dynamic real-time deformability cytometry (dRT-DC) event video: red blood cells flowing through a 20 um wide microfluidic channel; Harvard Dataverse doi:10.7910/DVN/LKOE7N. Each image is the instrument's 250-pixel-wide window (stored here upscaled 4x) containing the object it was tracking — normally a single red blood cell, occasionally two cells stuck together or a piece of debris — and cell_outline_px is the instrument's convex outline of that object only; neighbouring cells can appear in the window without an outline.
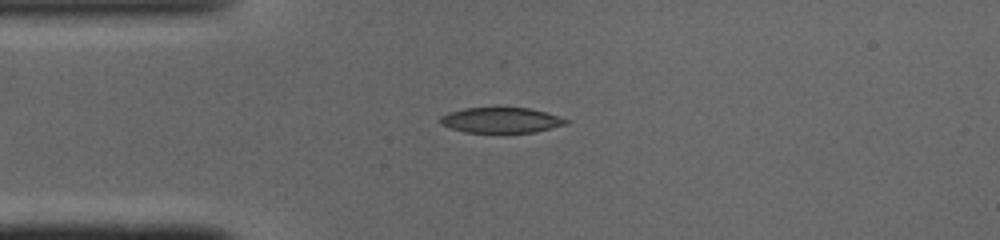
{"species": "common noctule bat (a hibernating species)", "species_latin": "Nyctalus noctula", "temperature_condition": "cold", "stored_images_in_passage": 43, "camera_frame_rate_fps": 3000, "um_per_image_px": 0.085, "animal": {"sex": "male", "body_mass_g": 19.0, "forearm_length_mm": 50.8}, "frame": {"image": 1, "passage_image": 10, "time_ms": 3.0, "image_size_px": [1000, 240], "cell_outline_px": [[572, 120], [568, 124], [536, 132], [464, 132], [440, 124], [440, 116], [448, 112], [464, 108], [528, 108], [544, 112]], "centroid_in_image_um": [42.61, 10.22], "position_along_channel_um": 42.4, "area_um2": 18.55}}
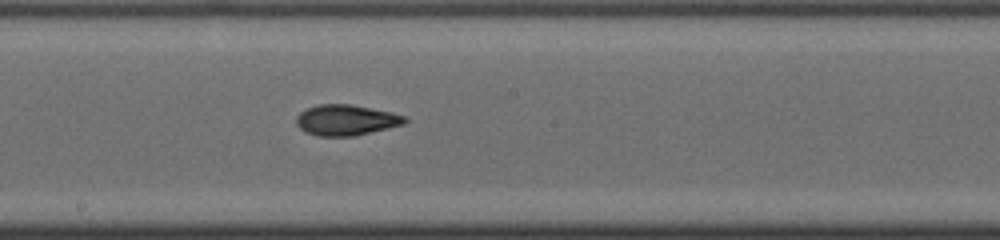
{"frame": {"image": 2, "passage_image": 24, "time_ms": 7.667, "image_size_px": [1000, 240], "cell_outline_px": [[408, 120], [404, 124], [388, 128], [352, 136], [320, 136], [308, 132], [300, 128], [296, 124], [296, 116], [300, 112], [308, 108], [320, 104], [352, 104], [392, 112], [404, 116]], "centroid_in_image_um": [29.42, 10.19], "position_along_channel_um": 218.8, "area_um2": 19.25}}
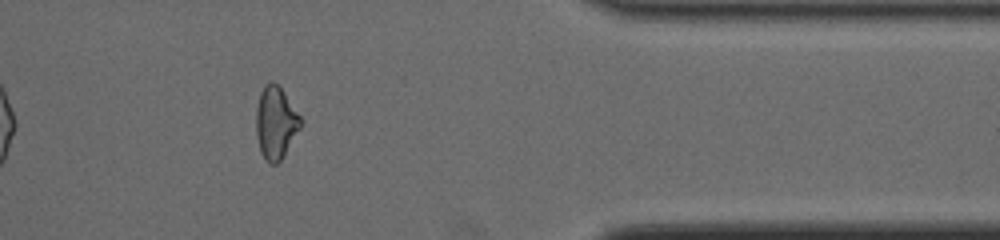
{"frame": {"image": 3, "passage_image": 38, "time_ms": 12.333, "image_size_px": [1000, 240], "cell_outline_px": [[304, 120], [300, 128], [284, 156], [276, 164], [268, 164], [264, 160], [260, 152], [256, 136], [256, 108], [260, 92], [264, 84], [268, 80], [272, 80], [280, 88]], "centroid_in_image_um": [23.42, 10.45], "position_along_channel_um": 388.0, "area_um2": 19.07}, "authors_computed_cell_mechanics": {"area_um2": 19.2474, "velocity_mm_per_s": 4.1198, "shape_relaxation_time_tau1_ms": 9.2231, "shape_relaxation_time_tau2_ms": 3.582, "deformation_change_tau1": 0.2406, "deformation_change_tau2": 0.1001}}